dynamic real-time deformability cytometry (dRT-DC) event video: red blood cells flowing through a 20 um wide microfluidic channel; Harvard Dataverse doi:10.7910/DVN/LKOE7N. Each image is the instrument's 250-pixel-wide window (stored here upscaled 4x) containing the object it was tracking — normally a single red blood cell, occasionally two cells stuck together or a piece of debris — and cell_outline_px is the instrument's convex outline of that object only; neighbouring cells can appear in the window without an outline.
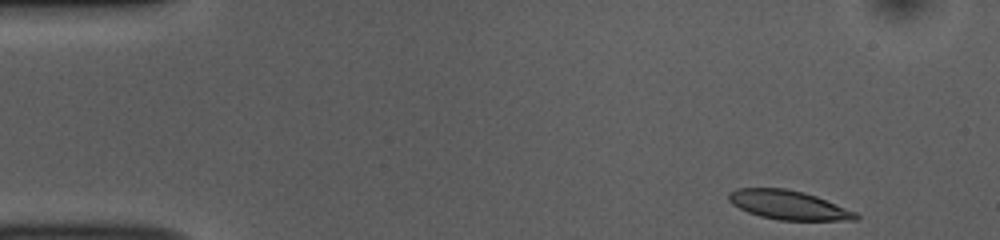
{"species": "common noctule bat (a hibernating species)", "species_latin": "Nyctalus noctula", "temperature_condition": "room temperature", "stored_images_in_passage": 49, "camera_frame_rate_fps": 3000, "um_per_image_px": 0.085, "animal": {"sex": "female", "body_mass_g": 10.0, "forearm_length_mm": 53.1}, "frame": {"image": 1, "passage_image": 1, "time_ms": 0.0, "image_size_px": [1000, 240], "cell_outline_px": [[860, 216], [856, 220], [780, 220], [760, 216], [748, 212], [732, 204], [728, 200], [728, 192], [736, 188], [784, 188], [804, 192], [816, 196], [856, 212]], "centroid_in_image_um": [66.99, 17.42], "position_along_channel_um": 18.0, "area_um2": 21.44}}
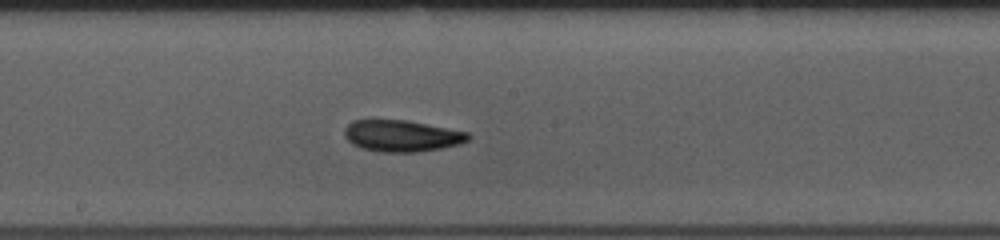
{"frame": {"image": 2, "passage_image": 24, "time_ms": 7.667, "image_size_px": [1000, 240], "cell_outline_px": [[472, 136], [468, 140], [460, 144], [440, 148], [416, 152], [380, 152], [360, 148], [352, 144], [344, 136], [344, 128], [352, 120], [408, 120], [468, 132]], "centroid_in_image_um": [34.14, 11.55], "position_along_channel_um": 214.1, "area_um2": 22.83}}
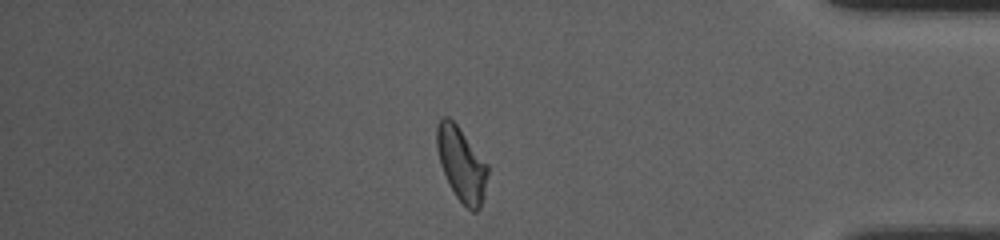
{"frame": {"image": 3, "passage_image": 41, "time_ms": 13.333, "image_size_px": [1000, 240], "cell_outline_px": [[488, 172], [484, 196], [480, 208], [476, 212], [472, 212], [456, 196], [440, 164], [436, 148], [436, 124], [440, 116], [448, 116], [456, 124], [488, 164]], "centroid_in_image_um": [39.21, 13.92], "position_along_channel_um": 396.0, "area_um2": 21.85}, "authors_computed_cell_mechanics": {"area_um2": 22.0796, "velocity_mm_per_s": 3.7547, "shape_relaxation_time_tau1_ms": 6.8851, "shape_relaxation_time_tau2_ms": 5.2027, "deformation_change_tau1": 0.1604, "deformation_change_tau2": 0.1256}}